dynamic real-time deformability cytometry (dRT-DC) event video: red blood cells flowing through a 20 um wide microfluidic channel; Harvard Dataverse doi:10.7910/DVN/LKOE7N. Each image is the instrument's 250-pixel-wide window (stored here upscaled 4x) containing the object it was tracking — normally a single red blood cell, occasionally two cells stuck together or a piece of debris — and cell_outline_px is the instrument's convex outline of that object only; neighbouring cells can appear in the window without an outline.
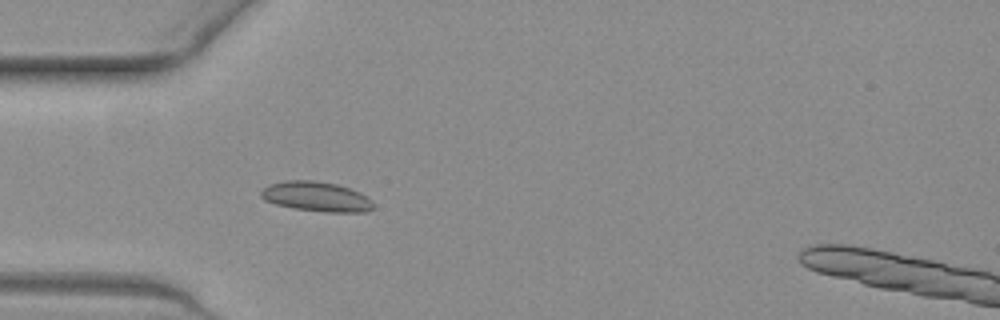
{"species": "common noctule bat (a hibernating species)", "species_latin": "Nyctalus noctula", "temperature_condition": "warm", "stored_images_in_passage": 12, "camera_frame_rate_fps": 3000, "um_per_image_px": 0.085, "animal": {"sex": "female", "body_mass_g": 19.3, "forearm_length_mm": 54.1}, "frame": {"image": 1, "passage_image": 7, "time_ms": 2.0, "image_size_px": [1000, 320], "cell_outline_px": [[376, 208], [364, 212], [324, 212], [296, 208], [276, 204], [264, 200], [260, 196], [260, 192], [268, 184], [284, 180], [312, 180], [336, 184], [360, 192], [368, 196], [372, 200]], "centroid_in_image_um": [26.92, 16.71], "position_along_channel_um": 58.1, "area_um2": 19.65}}